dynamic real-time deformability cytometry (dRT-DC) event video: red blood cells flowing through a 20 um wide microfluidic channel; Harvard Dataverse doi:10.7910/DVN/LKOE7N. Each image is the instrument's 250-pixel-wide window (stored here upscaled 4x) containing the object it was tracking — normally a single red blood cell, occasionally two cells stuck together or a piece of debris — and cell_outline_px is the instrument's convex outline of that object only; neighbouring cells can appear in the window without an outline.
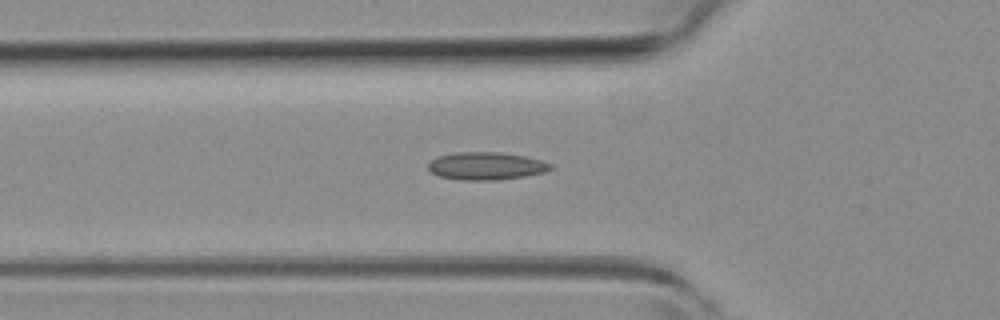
{"species": "common noctule bat (a hibernating species)", "species_latin": "Nyctalus noctula", "temperature_condition": "room temperature", "stored_images_in_passage": 43, "camera_frame_rate_fps": 3000, "um_per_image_px": 0.085, "animal": {"sex": "female", "body_mass_g": 19.3, "forearm_length_mm": 54.1}, "frame": {"image": 1, "passage_image": 14, "time_ms": 4.333, "image_size_px": [1000, 320], "cell_outline_px": [[552, 168], [544, 172], [524, 176], [496, 180], [460, 180], [440, 176], [432, 172], [428, 168], [428, 164], [436, 156], [456, 152], [500, 152], [524, 156], [540, 160], [552, 164]], "centroid_in_image_um": [41.3, 14.1], "position_along_channel_um": 84.5, "area_um2": 19.65}}
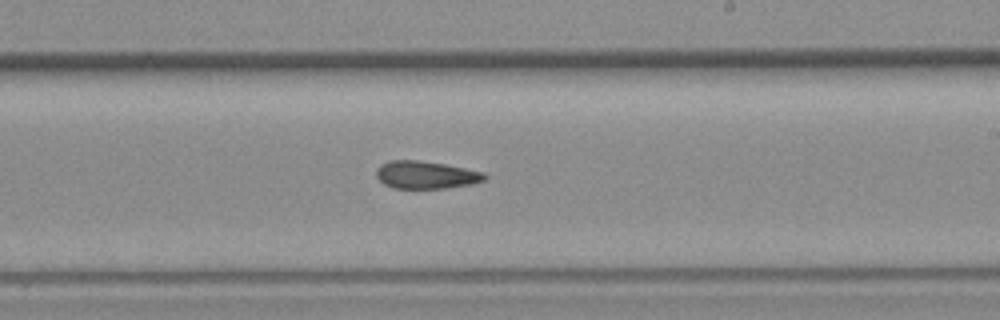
{"frame": {"image": 2, "passage_image": 25, "time_ms": 8.0, "image_size_px": [1000, 320], "cell_outline_px": [[488, 176], [484, 180], [472, 184], [444, 188], [396, 188], [384, 184], [376, 176], [376, 172], [384, 164], [392, 160], [416, 160], [444, 164], [484, 172]], "centroid_in_image_um": [36.25, 14.87], "position_along_channel_um": 252.8, "area_um2": 17.11}}
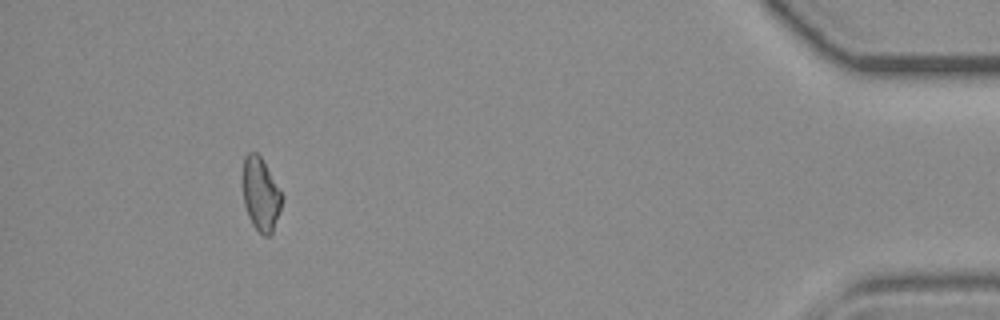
{"frame": {"image": 3, "passage_image": 40, "time_ms": 13.0, "image_size_px": [1000, 320], "cell_outline_px": [[284, 196], [272, 232], [268, 236], [264, 236], [252, 224], [248, 216], [244, 204], [244, 156], [248, 152], [256, 152], [260, 156]], "centroid_in_image_um": [22.17, 16.51], "position_along_channel_um": 413.0, "area_um2": 16.3}}